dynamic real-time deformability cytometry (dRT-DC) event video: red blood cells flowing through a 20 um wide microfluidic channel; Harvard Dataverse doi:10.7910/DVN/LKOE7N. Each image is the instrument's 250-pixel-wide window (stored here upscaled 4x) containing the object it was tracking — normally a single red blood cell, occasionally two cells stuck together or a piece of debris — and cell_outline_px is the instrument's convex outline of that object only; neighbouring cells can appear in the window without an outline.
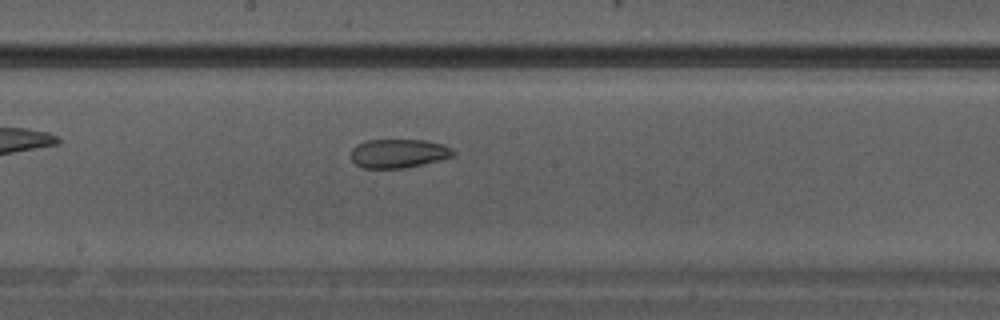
{"species": "Egyptian fruit bat (a non-hibernating species)", "species_latin": "Rousettus aegyptiacus", "temperature_condition": "warm", "stored_images_in_passage": 18, "camera_frame_rate_fps": 3000, "um_per_image_px": 0.085, "animal": {"sex": "male"}, "frame": {"image": 1, "passage_image": 16, "time_ms": 5.0, "image_size_px": [1000, 320], "cell_outline_px": [[456, 156], [404, 168], [364, 168], [356, 164], [352, 160], [352, 148], [356, 144], [364, 140], [424, 140], [444, 144], [452, 148], [456, 152]], "centroid_in_image_um": [33.9, 13.03], "position_along_channel_um": 214.3, "area_um2": 17.28}}
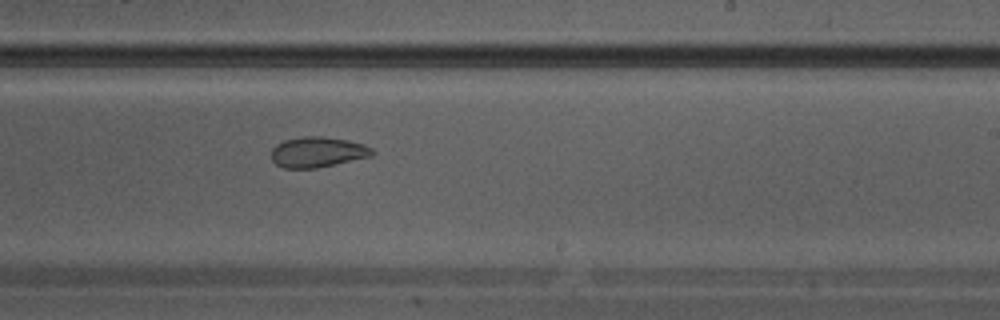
{"frame": {"image": 2, "passage_image": 18, "time_ms": 5.667, "image_size_px": [1000, 320], "cell_outline_px": [[376, 152], [372, 156], [316, 168], [284, 168], [276, 164], [272, 160], [272, 148], [276, 144], [284, 140], [304, 136], [320, 136], [348, 140], [364, 144], [372, 148]], "centroid_in_image_um": [27.01, 12.92], "position_along_channel_um": 262.0, "area_um2": 17.92}}